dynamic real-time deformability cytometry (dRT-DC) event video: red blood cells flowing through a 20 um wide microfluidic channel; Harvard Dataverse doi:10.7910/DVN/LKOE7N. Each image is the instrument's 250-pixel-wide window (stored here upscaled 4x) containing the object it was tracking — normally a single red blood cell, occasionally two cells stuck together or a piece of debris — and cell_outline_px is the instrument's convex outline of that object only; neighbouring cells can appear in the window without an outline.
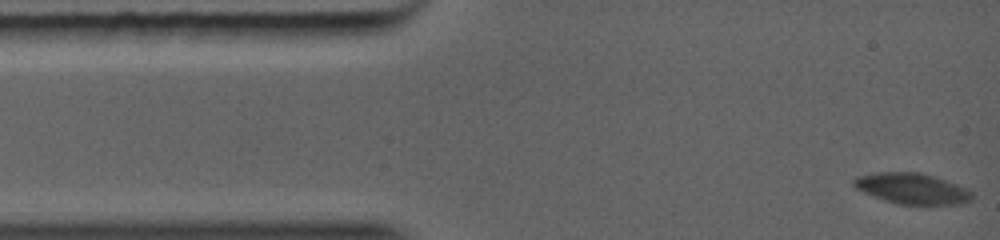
{"species": "common noctule bat (a hibernating species)", "species_latin": "Nyctalus noctula", "temperature_condition": "warm", "stored_images_in_passage": 62, "camera_frame_rate_fps": 5000, "um_per_image_px": 0.085, "animal": {"sex": "female", "body_mass_g": 19.0, "forearm_length_mm": 56.7}, "frame": {"image": 1, "passage_image": 1, "time_ms": 0.0, "image_size_px": [1000, 240], "cell_outline_px": [[972, 200], [960, 204], [896, 204], [864, 192], [856, 188], [852, 184], [852, 180], [856, 176], [876, 172], [920, 172], [956, 184], [972, 192]], "centroid_in_image_um": [77.49, 16.02], "position_along_channel_um": 7.5, "area_um2": 20.98}}
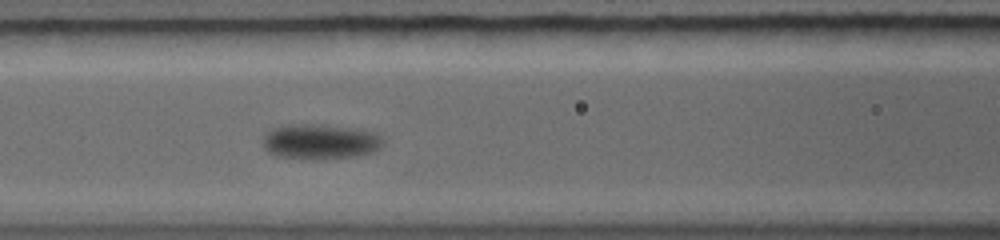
{"frame": {"image": 2, "passage_image": 23, "time_ms": 4.6, "image_size_px": [1000, 240], "cell_outline_px": [[384, 144], [380, 148], [372, 152], [352, 156], [320, 160], [300, 160], [276, 156], [268, 152], [264, 148], [264, 132], [272, 128], [288, 124], [312, 124], [348, 128], [376, 132], [384, 140]], "centroid_in_image_um": [27.17, 12.06], "position_along_channel_um": 139.4, "area_um2": 24.91}}
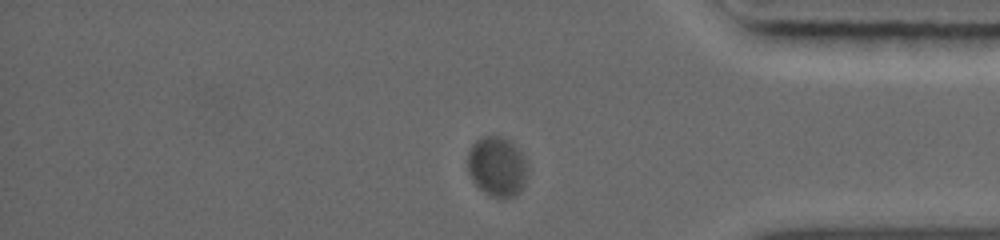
{"frame": {"image": 3, "passage_image": 53, "time_ms": 10.6, "image_size_px": [1000, 240], "cell_outline_px": [[528, 176], [524, 184], [516, 196], [504, 200], [492, 196], [480, 188], [472, 180], [468, 172], [468, 148], [476, 140], [484, 136], [504, 136], [512, 140], [524, 156], [528, 168]], "centroid_in_image_um": [42.28, 14.15], "position_along_channel_um": 392.9, "area_um2": 21.44}}